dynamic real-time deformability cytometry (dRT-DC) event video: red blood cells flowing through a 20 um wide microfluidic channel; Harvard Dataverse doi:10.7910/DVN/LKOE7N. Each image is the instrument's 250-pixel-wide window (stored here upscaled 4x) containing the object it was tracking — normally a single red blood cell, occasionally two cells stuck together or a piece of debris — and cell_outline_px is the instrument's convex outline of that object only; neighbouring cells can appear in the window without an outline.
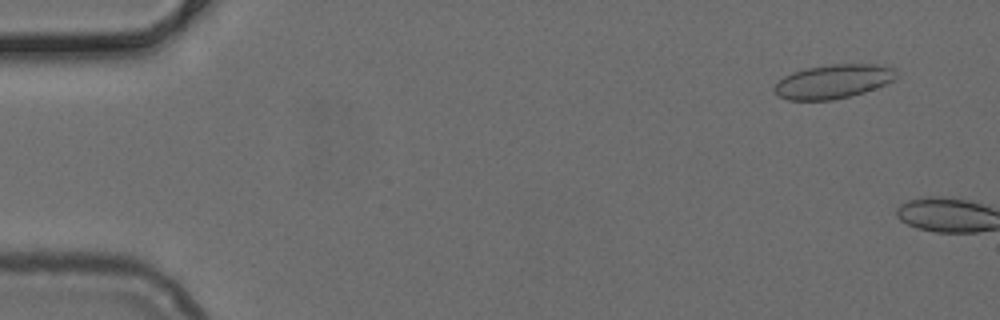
{"species": "common noctule bat (a hibernating species)", "species_latin": "Nyctalus noctula", "temperature_condition": "cold", "stored_images_in_passage": 6, "camera_frame_rate_fps": 3000, "um_per_image_px": 0.085, "animal": {"sex": "female", "body_mass_g": 24.6, "forearm_length_mm": 56.2}, "frame": {"image": 1, "passage_image": 4, "time_ms": 1.0, "image_size_px": [1000, 320], "cell_outline_px": [[896, 76], [892, 80], [884, 84], [864, 92], [832, 100], [788, 100], [780, 96], [772, 88], [784, 76], [792, 72], [808, 68], [832, 64], [876, 64], [896, 68]], "centroid_in_image_um": [70.82, 6.92], "position_along_channel_um": 14.2, "area_um2": 23.87}}